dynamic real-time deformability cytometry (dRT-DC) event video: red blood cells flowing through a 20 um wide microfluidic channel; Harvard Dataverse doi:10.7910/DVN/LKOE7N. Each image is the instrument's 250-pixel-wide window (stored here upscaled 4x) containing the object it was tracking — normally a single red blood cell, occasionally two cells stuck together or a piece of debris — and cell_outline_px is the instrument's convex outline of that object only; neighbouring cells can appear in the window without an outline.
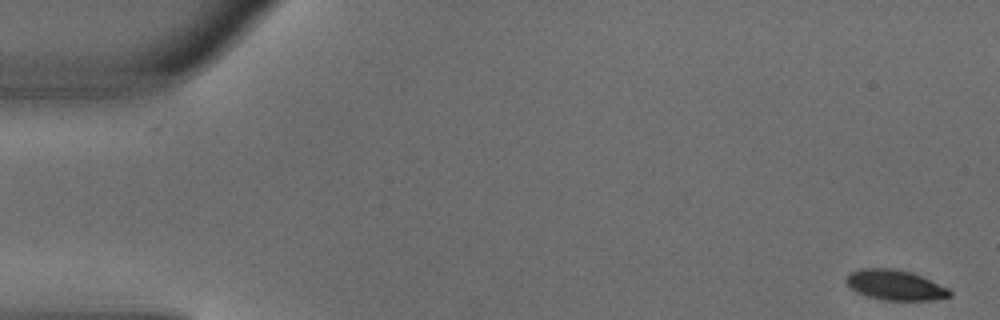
{"species": "common noctule bat (a hibernating species)", "species_latin": "Nyctalus noctula", "temperature_condition": "warm", "stored_images_in_passage": 5, "camera_frame_rate_fps": 3000, "um_per_image_px": 0.085, "animal": {"sex": "male", "body_mass_g": 18.8}, "frame": {"image": 1, "passage_image": 1, "time_ms": 0.0, "image_size_px": [1000, 320], "cell_outline_px": [[952, 296], [936, 300], [884, 300], [868, 296], [856, 292], [844, 280], [852, 272], [860, 268], [892, 268], [912, 272], [948, 288], [952, 292]], "centroid_in_image_um": [76.11, 24.23], "position_along_channel_um": 8.9, "area_um2": 18.15}}
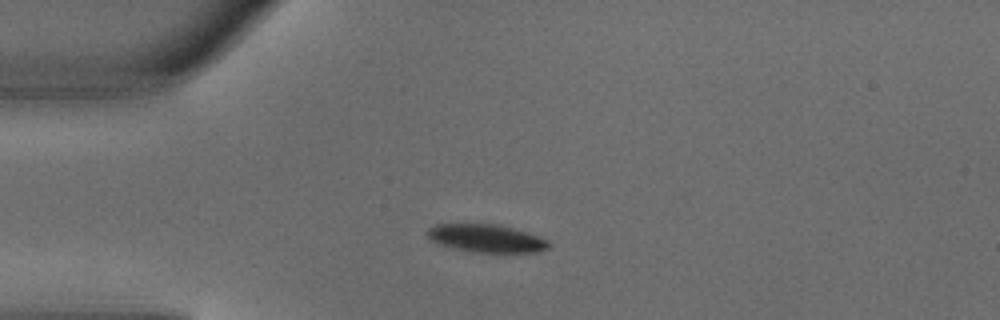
{"frame": {"image": 2, "passage_image": 4, "time_ms": 1.0, "image_size_px": [1000, 320], "cell_outline_px": [[548, 248], [536, 252], [472, 252], [452, 248], [436, 244], [428, 240], [428, 228], [436, 224], [496, 224], [512, 228], [548, 240]], "centroid_in_image_um": [41.25, 20.26], "position_along_channel_um": 43.8, "area_um2": 19.59}}
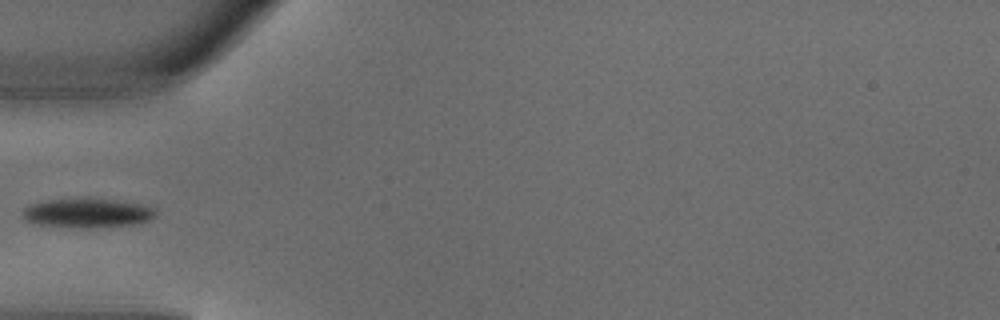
{"frame": {"image": 3, "passage_image": 5, "time_ms": 1.333, "image_size_px": [1000, 320], "cell_outline_px": [[156, 216], [148, 220], [136, 224], [92, 228], [88, 228], [40, 224], [24, 220], [24, 208], [32, 204], [48, 200], [116, 200], [148, 204], [156, 208]], "centroid_in_image_um": [7.54, 18.12], "position_along_channel_um": 77.5, "area_um2": 22.2}}